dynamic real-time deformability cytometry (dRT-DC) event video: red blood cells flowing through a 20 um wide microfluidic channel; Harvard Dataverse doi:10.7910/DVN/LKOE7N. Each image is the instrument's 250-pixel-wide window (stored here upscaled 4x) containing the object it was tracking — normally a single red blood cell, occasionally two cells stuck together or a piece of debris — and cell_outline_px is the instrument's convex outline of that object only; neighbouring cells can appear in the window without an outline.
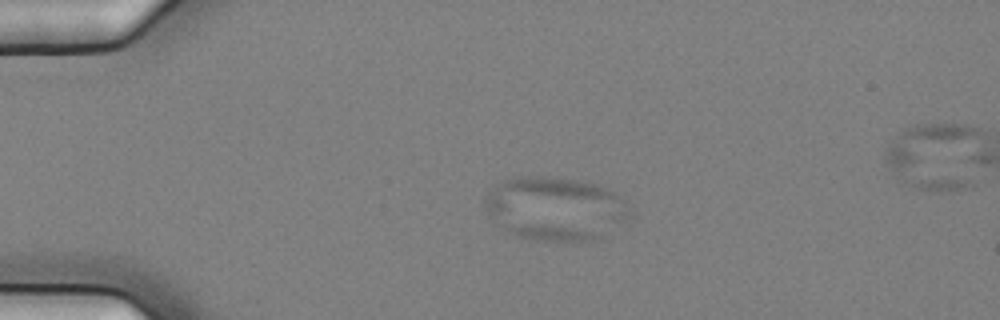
{"species": "common noctule bat (a hibernating species)", "species_latin": "Nyctalus noctula", "temperature_condition": "cold", "stored_images_in_passage": 3, "camera_frame_rate_fps": 3000, "um_per_image_px": 0.085, "animal": {"sex": "female", "body_mass_g": 25.1}, "frame": {"image": 1, "passage_image": 1, "time_ms": 0.0, "image_size_px": [1000, 320], "cell_outline_px": [[632, 212], [604, 240], [540, 240], [520, 236], [496, 224], [488, 212], [484, 200], [488, 192], [504, 180], [512, 176], [548, 176], [576, 180], [608, 188], [620, 196], [624, 200]], "centroid_in_image_um": [47.24, 17.72], "position_along_channel_um": 37.8, "area_um2": 53.47}}